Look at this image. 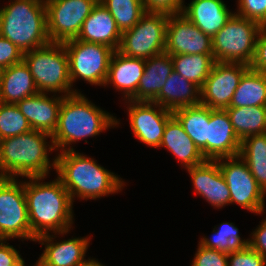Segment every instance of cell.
I'll list each match as a JSON object with an SVG mask.
<instances>
[{
	"mask_svg": "<svg viewBox=\"0 0 266 266\" xmlns=\"http://www.w3.org/2000/svg\"><path fill=\"white\" fill-rule=\"evenodd\" d=\"M168 18L165 13L146 12L133 28L122 32L117 51L142 59L164 52Z\"/></svg>",
	"mask_w": 266,
	"mask_h": 266,
	"instance_id": "9",
	"label": "cell"
},
{
	"mask_svg": "<svg viewBox=\"0 0 266 266\" xmlns=\"http://www.w3.org/2000/svg\"><path fill=\"white\" fill-rule=\"evenodd\" d=\"M241 141L226 110L211 109L208 125L207 160L239 155Z\"/></svg>",
	"mask_w": 266,
	"mask_h": 266,
	"instance_id": "18",
	"label": "cell"
},
{
	"mask_svg": "<svg viewBox=\"0 0 266 266\" xmlns=\"http://www.w3.org/2000/svg\"><path fill=\"white\" fill-rule=\"evenodd\" d=\"M63 43L68 54L72 87L73 83L81 78L91 85L104 86L114 50L104 44L76 38Z\"/></svg>",
	"mask_w": 266,
	"mask_h": 266,
	"instance_id": "8",
	"label": "cell"
},
{
	"mask_svg": "<svg viewBox=\"0 0 266 266\" xmlns=\"http://www.w3.org/2000/svg\"><path fill=\"white\" fill-rule=\"evenodd\" d=\"M10 1L0 8V36L15 44L22 53L51 43L45 1Z\"/></svg>",
	"mask_w": 266,
	"mask_h": 266,
	"instance_id": "5",
	"label": "cell"
},
{
	"mask_svg": "<svg viewBox=\"0 0 266 266\" xmlns=\"http://www.w3.org/2000/svg\"><path fill=\"white\" fill-rule=\"evenodd\" d=\"M32 128L16 104L0 102V140L31 131Z\"/></svg>",
	"mask_w": 266,
	"mask_h": 266,
	"instance_id": "34",
	"label": "cell"
},
{
	"mask_svg": "<svg viewBox=\"0 0 266 266\" xmlns=\"http://www.w3.org/2000/svg\"><path fill=\"white\" fill-rule=\"evenodd\" d=\"M173 115L179 120L186 134L194 141L196 146L199 147L207 160L210 108L202 104L182 107L174 110Z\"/></svg>",
	"mask_w": 266,
	"mask_h": 266,
	"instance_id": "27",
	"label": "cell"
},
{
	"mask_svg": "<svg viewBox=\"0 0 266 266\" xmlns=\"http://www.w3.org/2000/svg\"><path fill=\"white\" fill-rule=\"evenodd\" d=\"M146 59L129 57L117 50L113 52L104 86L109 84L120 92L124 99L137 101V88L140 83Z\"/></svg>",
	"mask_w": 266,
	"mask_h": 266,
	"instance_id": "20",
	"label": "cell"
},
{
	"mask_svg": "<svg viewBox=\"0 0 266 266\" xmlns=\"http://www.w3.org/2000/svg\"><path fill=\"white\" fill-rule=\"evenodd\" d=\"M130 127L140 142L153 148H159L167 121L173 111L154 102L127 100Z\"/></svg>",
	"mask_w": 266,
	"mask_h": 266,
	"instance_id": "14",
	"label": "cell"
},
{
	"mask_svg": "<svg viewBox=\"0 0 266 266\" xmlns=\"http://www.w3.org/2000/svg\"><path fill=\"white\" fill-rule=\"evenodd\" d=\"M159 147L168 149L185 169L206 161L199 147L186 134L182 124L174 115L165 125L163 138Z\"/></svg>",
	"mask_w": 266,
	"mask_h": 266,
	"instance_id": "23",
	"label": "cell"
},
{
	"mask_svg": "<svg viewBox=\"0 0 266 266\" xmlns=\"http://www.w3.org/2000/svg\"><path fill=\"white\" fill-rule=\"evenodd\" d=\"M261 28L259 23L234 12L228 22L212 37L215 62L250 65Z\"/></svg>",
	"mask_w": 266,
	"mask_h": 266,
	"instance_id": "7",
	"label": "cell"
},
{
	"mask_svg": "<svg viewBox=\"0 0 266 266\" xmlns=\"http://www.w3.org/2000/svg\"><path fill=\"white\" fill-rule=\"evenodd\" d=\"M6 241L8 240L0 239V266H15L23 258L20 252Z\"/></svg>",
	"mask_w": 266,
	"mask_h": 266,
	"instance_id": "41",
	"label": "cell"
},
{
	"mask_svg": "<svg viewBox=\"0 0 266 266\" xmlns=\"http://www.w3.org/2000/svg\"><path fill=\"white\" fill-rule=\"evenodd\" d=\"M38 92L30 69L24 60L0 70V102L16 104Z\"/></svg>",
	"mask_w": 266,
	"mask_h": 266,
	"instance_id": "24",
	"label": "cell"
},
{
	"mask_svg": "<svg viewBox=\"0 0 266 266\" xmlns=\"http://www.w3.org/2000/svg\"><path fill=\"white\" fill-rule=\"evenodd\" d=\"M23 60V53L6 38L0 36V70Z\"/></svg>",
	"mask_w": 266,
	"mask_h": 266,
	"instance_id": "38",
	"label": "cell"
},
{
	"mask_svg": "<svg viewBox=\"0 0 266 266\" xmlns=\"http://www.w3.org/2000/svg\"><path fill=\"white\" fill-rule=\"evenodd\" d=\"M249 66L255 71L266 74V26H262L257 36L255 55Z\"/></svg>",
	"mask_w": 266,
	"mask_h": 266,
	"instance_id": "40",
	"label": "cell"
},
{
	"mask_svg": "<svg viewBox=\"0 0 266 266\" xmlns=\"http://www.w3.org/2000/svg\"><path fill=\"white\" fill-rule=\"evenodd\" d=\"M225 110L240 141L266 133V106L228 107Z\"/></svg>",
	"mask_w": 266,
	"mask_h": 266,
	"instance_id": "28",
	"label": "cell"
},
{
	"mask_svg": "<svg viewBox=\"0 0 266 266\" xmlns=\"http://www.w3.org/2000/svg\"><path fill=\"white\" fill-rule=\"evenodd\" d=\"M76 266H105L100 263L98 260L88 258L83 260L82 262L78 263Z\"/></svg>",
	"mask_w": 266,
	"mask_h": 266,
	"instance_id": "43",
	"label": "cell"
},
{
	"mask_svg": "<svg viewBox=\"0 0 266 266\" xmlns=\"http://www.w3.org/2000/svg\"><path fill=\"white\" fill-rule=\"evenodd\" d=\"M3 179H4V177L0 175V182H1Z\"/></svg>",
	"mask_w": 266,
	"mask_h": 266,
	"instance_id": "45",
	"label": "cell"
},
{
	"mask_svg": "<svg viewBox=\"0 0 266 266\" xmlns=\"http://www.w3.org/2000/svg\"><path fill=\"white\" fill-rule=\"evenodd\" d=\"M173 69L200 89L209 76L215 63L213 55L204 54H178L171 55Z\"/></svg>",
	"mask_w": 266,
	"mask_h": 266,
	"instance_id": "31",
	"label": "cell"
},
{
	"mask_svg": "<svg viewBox=\"0 0 266 266\" xmlns=\"http://www.w3.org/2000/svg\"><path fill=\"white\" fill-rule=\"evenodd\" d=\"M165 52L169 55H213L212 38L204 34L182 13L169 15Z\"/></svg>",
	"mask_w": 266,
	"mask_h": 266,
	"instance_id": "15",
	"label": "cell"
},
{
	"mask_svg": "<svg viewBox=\"0 0 266 266\" xmlns=\"http://www.w3.org/2000/svg\"><path fill=\"white\" fill-rule=\"evenodd\" d=\"M58 153L55 156L57 177L69 192L72 202L75 197L96 200L123 189L124 180L97 164L94 158L75 150Z\"/></svg>",
	"mask_w": 266,
	"mask_h": 266,
	"instance_id": "2",
	"label": "cell"
},
{
	"mask_svg": "<svg viewBox=\"0 0 266 266\" xmlns=\"http://www.w3.org/2000/svg\"><path fill=\"white\" fill-rule=\"evenodd\" d=\"M26 179H30L24 181V191L33 241L49 232H69L74 219L73 202L62 181L56 177L43 182V176Z\"/></svg>",
	"mask_w": 266,
	"mask_h": 266,
	"instance_id": "1",
	"label": "cell"
},
{
	"mask_svg": "<svg viewBox=\"0 0 266 266\" xmlns=\"http://www.w3.org/2000/svg\"><path fill=\"white\" fill-rule=\"evenodd\" d=\"M250 68L242 63L215 62L200 92V104L211 109L225 110L243 74Z\"/></svg>",
	"mask_w": 266,
	"mask_h": 266,
	"instance_id": "13",
	"label": "cell"
},
{
	"mask_svg": "<svg viewBox=\"0 0 266 266\" xmlns=\"http://www.w3.org/2000/svg\"><path fill=\"white\" fill-rule=\"evenodd\" d=\"M251 235L248 245L266 258V218Z\"/></svg>",
	"mask_w": 266,
	"mask_h": 266,
	"instance_id": "42",
	"label": "cell"
},
{
	"mask_svg": "<svg viewBox=\"0 0 266 266\" xmlns=\"http://www.w3.org/2000/svg\"><path fill=\"white\" fill-rule=\"evenodd\" d=\"M228 266H266V258L248 245L228 253Z\"/></svg>",
	"mask_w": 266,
	"mask_h": 266,
	"instance_id": "37",
	"label": "cell"
},
{
	"mask_svg": "<svg viewBox=\"0 0 266 266\" xmlns=\"http://www.w3.org/2000/svg\"><path fill=\"white\" fill-rule=\"evenodd\" d=\"M201 89L176 71H172L158 96L152 101L174 111L178 108L200 104Z\"/></svg>",
	"mask_w": 266,
	"mask_h": 266,
	"instance_id": "25",
	"label": "cell"
},
{
	"mask_svg": "<svg viewBox=\"0 0 266 266\" xmlns=\"http://www.w3.org/2000/svg\"><path fill=\"white\" fill-rule=\"evenodd\" d=\"M119 119L97 107L85 95L78 93L63 96L58 125L52 135L55 151L74 150L72 143L99 135L102 131L119 126Z\"/></svg>",
	"mask_w": 266,
	"mask_h": 266,
	"instance_id": "3",
	"label": "cell"
},
{
	"mask_svg": "<svg viewBox=\"0 0 266 266\" xmlns=\"http://www.w3.org/2000/svg\"><path fill=\"white\" fill-rule=\"evenodd\" d=\"M33 241L28 219L24 182L4 178L0 182V239Z\"/></svg>",
	"mask_w": 266,
	"mask_h": 266,
	"instance_id": "10",
	"label": "cell"
},
{
	"mask_svg": "<svg viewBox=\"0 0 266 266\" xmlns=\"http://www.w3.org/2000/svg\"><path fill=\"white\" fill-rule=\"evenodd\" d=\"M213 229V235L202 237L199 244L208 249L225 253L236 252L244 249L249 244V239H241L239 229L234 223L223 222Z\"/></svg>",
	"mask_w": 266,
	"mask_h": 266,
	"instance_id": "32",
	"label": "cell"
},
{
	"mask_svg": "<svg viewBox=\"0 0 266 266\" xmlns=\"http://www.w3.org/2000/svg\"><path fill=\"white\" fill-rule=\"evenodd\" d=\"M39 265V262L37 260L36 264H34L33 266H38ZM15 266H26L25 265V260L22 259L18 264H16Z\"/></svg>",
	"mask_w": 266,
	"mask_h": 266,
	"instance_id": "44",
	"label": "cell"
},
{
	"mask_svg": "<svg viewBox=\"0 0 266 266\" xmlns=\"http://www.w3.org/2000/svg\"><path fill=\"white\" fill-rule=\"evenodd\" d=\"M48 138L51 144L46 142ZM53 150L55 148L52 135L33 129L24 134L2 139L0 140V175L4 178L20 176L22 179L23 177H46L52 168L56 169V157L51 163L48 156Z\"/></svg>",
	"mask_w": 266,
	"mask_h": 266,
	"instance_id": "4",
	"label": "cell"
},
{
	"mask_svg": "<svg viewBox=\"0 0 266 266\" xmlns=\"http://www.w3.org/2000/svg\"><path fill=\"white\" fill-rule=\"evenodd\" d=\"M216 161L229 188L231 204L236 203L257 215L263 214L266 194L258 186L247 163L239 155Z\"/></svg>",
	"mask_w": 266,
	"mask_h": 266,
	"instance_id": "11",
	"label": "cell"
},
{
	"mask_svg": "<svg viewBox=\"0 0 266 266\" xmlns=\"http://www.w3.org/2000/svg\"><path fill=\"white\" fill-rule=\"evenodd\" d=\"M47 31L51 42L77 38L83 22L99 0H44Z\"/></svg>",
	"mask_w": 266,
	"mask_h": 266,
	"instance_id": "12",
	"label": "cell"
},
{
	"mask_svg": "<svg viewBox=\"0 0 266 266\" xmlns=\"http://www.w3.org/2000/svg\"><path fill=\"white\" fill-rule=\"evenodd\" d=\"M121 35L111 13L98 1L83 22L76 39L104 44L116 51L120 46Z\"/></svg>",
	"mask_w": 266,
	"mask_h": 266,
	"instance_id": "21",
	"label": "cell"
},
{
	"mask_svg": "<svg viewBox=\"0 0 266 266\" xmlns=\"http://www.w3.org/2000/svg\"><path fill=\"white\" fill-rule=\"evenodd\" d=\"M122 32L133 28L146 13L142 0H99Z\"/></svg>",
	"mask_w": 266,
	"mask_h": 266,
	"instance_id": "33",
	"label": "cell"
},
{
	"mask_svg": "<svg viewBox=\"0 0 266 266\" xmlns=\"http://www.w3.org/2000/svg\"><path fill=\"white\" fill-rule=\"evenodd\" d=\"M191 266H228V253L208 249L198 243Z\"/></svg>",
	"mask_w": 266,
	"mask_h": 266,
	"instance_id": "36",
	"label": "cell"
},
{
	"mask_svg": "<svg viewBox=\"0 0 266 266\" xmlns=\"http://www.w3.org/2000/svg\"><path fill=\"white\" fill-rule=\"evenodd\" d=\"M171 55L167 52L154 55L145 61V68L137 88V101L152 102L173 71Z\"/></svg>",
	"mask_w": 266,
	"mask_h": 266,
	"instance_id": "26",
	"label": "cell"
},
{
	"mask_svg": "<svg viewBox=\"0 0 266 266\" xmlns=\"http://www.w3.org/2000/svg\"><path fill=\"white\" fill-rule=\"evenodd\" d=\"M55 96L56 94L49 98L47 93L38 92L16 103L33 130L50 135L55 132L63 100L62 95Z\"/></svg>",
	"mask_w": 266,
	"mask_h": 266,
	"instance_id": "19",
	"label": "cell"
},
{
	"mask_svg": "<svg viewBox=\"0 0 266 266\" xmlns=\"http://www.w3.org/2000/svg\"><path fill=\"white\" fill-rule=\"evenodd\" d=\"M237 15L266 26V0H238Z\"/></svg>",
	"mask_w": 266,
	"mask_h": 266,
	"instance_id": "35",
	"label": "cell"
},
{
	"mask_svg": "<svg viewBox=\"0 0 266 266\" xmlns=\"http://www.w3.org/2000/svg\"><path fill=\"white\" fill-rule=\"evenodd\" d=\"M266 106V74L249 68L242 76L229 107Z\"/></svg>",
	"mask_w": 266,
	"mask_h": 266,
	"instance_id": "29",
	"label": "cell"
},
{
	"mask_svg": "<svg viewBox=\"0 0 266 266\" xmlns=\"http://www.w3.org/2000/svg\"><path fill=\"white\" fill-rule=\"evenodd\" d=\"M191 177L195 194H199L214 208H222L231 204V195L227 183L216 160L186 169Z\"/></svg>",
	"mask_w": 266,
	"mask_h": 266,
	"instance_id": "16",
	"label": "cell"
},
{
	"mask_svg": "<svg viewBox=\"0 0 266 266\" xmlns=\"http://www.w3.org/2000/svg\"><path fill=\"white\" fill-rule=\"evenodd\" d=\"M23 60L29 67L39 92L47 94L58 92L62 93V96L78 93L77 89H72L69 59L64 43L51 42L25 52Z\"/></svg>",
	"mask_w": 266,
	"mask_h": 266,
	"instance_id": "6",
	"label": "cell"
},
{
	"mask_svg": "<svg viewBox=\"0 0 266 266\" xmlns=\"http://www.w3.org/2000/svg\"><path fill=\"white\" fill-rule=\"evenodd\" d=\"M182 14L212 38L234 13L223 0H192L184 4Z\"/></svg>",
	"mask_w": 266,
	"mask_h": 266,
	"instance_id": "22",
	"label": "cell"
},
{
	"mask_svg": "<svg viewBox=\"0 0 266 266\" xmlns=\"http://www.w3.org/2000/svg\"><path fill=\"white\" fill-rule=\"evenodd\" d=\"M146 12L165 13L168 15L182 13L184 0H142Z\"/></svg>",
	"mask_w": 266,
	"mask_h": 266,
	"instance_id": "39",
	"label": "cell"
},
{
	"mask_svg": "<svg viewBox=\"0 0 266 266\" xmlns=\"http://www.w3.org/2000/svg\"><path fill=\"white\" fill-rule=\"evenodd\" d=\"M67 233H54V235L49 233L36 239V242L45 247L38 259L40 266H76L85 260L90 237H72L61 242L57 240L54 242L56 235L64 236Z\"/></svg>",
	"mask_w": 266,
	"mask_h": 266,
	"instance_id": "17",
	"label": "cell"
},
{
	"mask_svg": "<svg viewBox=\"0 0 266 266\" xmlns=\"http://www.w3.org/2000/svg\"><path fill=\"white\" fill-rule=\"evenodd\" d=\"M239 156L247 163L258 186L266 194V133L243 139Z\"/></svg>",
	"mask_w": 266,
	"mask_h": 266,
	"instance_id": "30",
	"label": "cell"
}]
</instances>
